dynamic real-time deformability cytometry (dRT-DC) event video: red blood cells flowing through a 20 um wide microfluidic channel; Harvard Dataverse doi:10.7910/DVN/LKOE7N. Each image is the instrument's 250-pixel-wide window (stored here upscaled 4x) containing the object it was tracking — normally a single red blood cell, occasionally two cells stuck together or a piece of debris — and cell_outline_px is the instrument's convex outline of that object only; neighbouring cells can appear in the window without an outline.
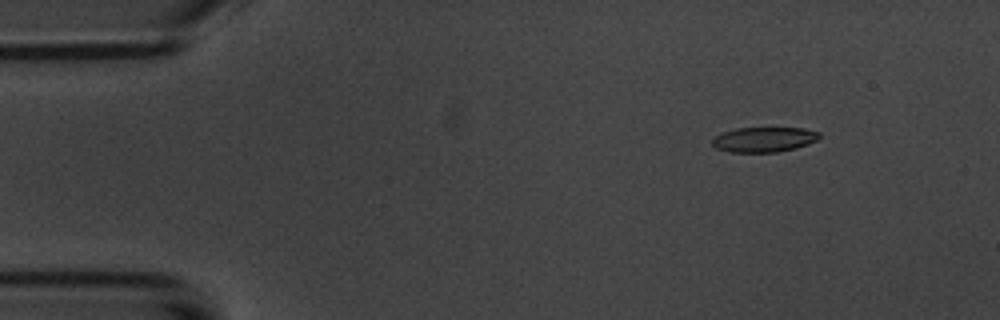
{"species": "common noctule bat (a hibernating species)", "species_latin": "Nyctalus noctula", "temperature_condition": "room temperature", "stored_images_in_passage": 7, "camera_frame_rate_fps": 3000, "um_per_image_px": 0.085, "animal": {"sex": "male", "body_mass_g": 20.1, "forearm_length_mm": 53.5}, "frame": {"image": 1, "passage_image": 2, "time_ms": 1.0, "image_size_px": [1000, 320], "cell_outline_px": [[820, 136], [816, 140], [808, 144], [796, 148], [776, 152], [728, 152], [716, 148], [712, 144], [712, 140], [716, 136], [724, 132], [736, 128], [804, 128], [820, 132]], "centroid_in_image_um": [64.95, 11.86], "position_along_channel_um": 20.1, "area_um2": 15.55}}
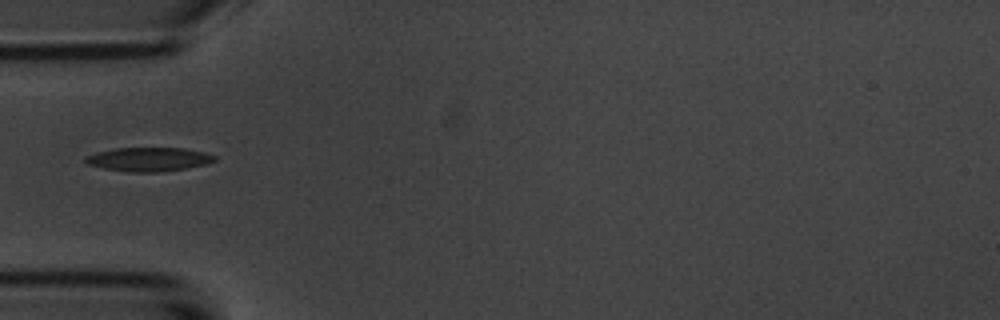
{"frame": {"image": 2, "passage_image": 5, "time_ms": 4.667, "image_size_px": [1000, 320], "cell_outline_px": [[216, 160], [208, 164], [184, 168], [156, 172], [128, 172], [104, 168], [88, 164], [84, 160], [84, 156], [116, 148], [184, 148], [204, 152], [216, 156]], "centroid_in_image_um": [12.66, 13.54], "position_along_channel_um": 72.3, "area_um2": 17.8}}
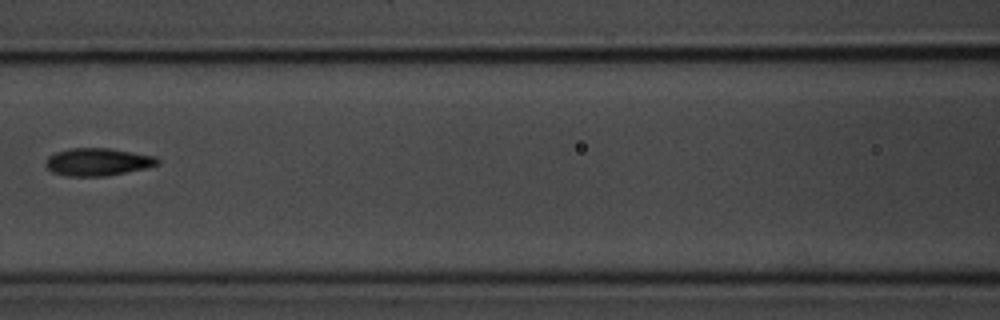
{"frame": {"image": 3, "passage_image": 7, "time_ms": 7.0, "image_size_px": [1000, 320], "cell_outline_px": [[160, 164], [144, 168], [104, 176], [68, 176], [52, 172], [44, 164], [44, 160], [48, 156], [56, 152], [72, 148], [108, 148], [156, 156], [160, 160]], "centroid_in_image_um": [8.28, 13.75], "position_along_channel_um": 158.3, "area_um2": 17.92}}